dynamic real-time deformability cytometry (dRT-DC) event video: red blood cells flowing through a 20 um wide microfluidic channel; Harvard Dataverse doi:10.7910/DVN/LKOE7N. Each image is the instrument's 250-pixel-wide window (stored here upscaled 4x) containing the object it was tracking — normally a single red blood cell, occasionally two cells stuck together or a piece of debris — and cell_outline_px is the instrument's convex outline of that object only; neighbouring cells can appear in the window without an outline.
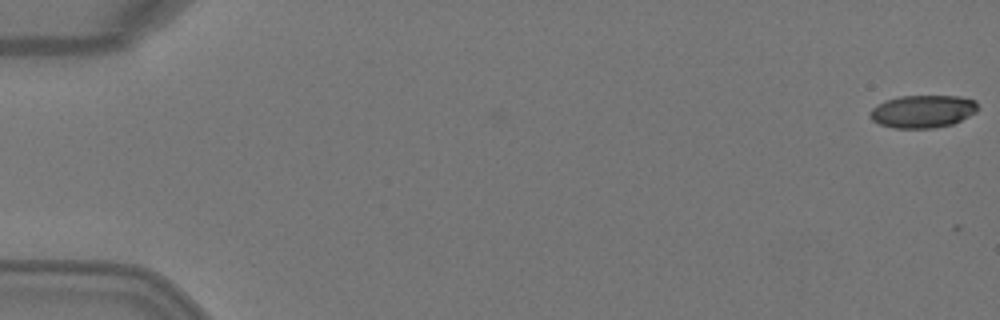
{"species": "Egyptian fruit bat (a non-hibernating species)", "species_latin": "Rousettus aegyptiacus", "temperature_condition": "warm", "stored_images_in_passage": 4, "camera_frame_rate_fps": 3000, "um_per_image_px": 0.085, "animal": {"sex": "female"}, "frame": {"image": 1, "passage_image": 1, "time_ms": 0.0, "image_size_px": [1000, 320], "cell_outline_px": [[980, 108], [976, 112], [952, 124], [932, 128], [896, 128], [880, 124], [872, 120], [868, 116], [868, 112], [872, 108], [884, 100], [900, 96], [960, 96], [976, 100]], "centroid_in_image_um": [78.43, 9.46], "position_along_channel_um": 6.6, "area_um2": 20.69}}